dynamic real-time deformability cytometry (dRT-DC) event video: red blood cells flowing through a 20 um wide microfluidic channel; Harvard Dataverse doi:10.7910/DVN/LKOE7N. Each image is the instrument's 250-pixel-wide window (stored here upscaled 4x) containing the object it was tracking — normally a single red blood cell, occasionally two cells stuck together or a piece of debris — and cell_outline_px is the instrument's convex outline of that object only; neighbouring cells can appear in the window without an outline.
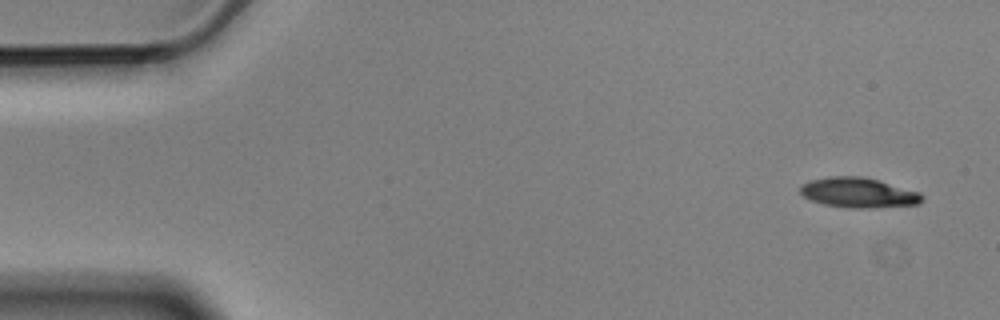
{"species": "Egyptian fruit bat (a non-hibernating species)", "species_latin": "Rousettus aegyptiacus", "temperature_condition": "cold", "stored_images_in_passage": 5, "camera_frame_rate_fps": 3000, "um_per_image_px": 0.085, "animal": {"sex": "male"}, "frame": {"image": 1, "passage_image": 1, "time_ms": 0.0, "image_size_px": [1000, 320], "cell_outline_px": [[924, 200], [920, 204], [860, 208], [856, 208], [824, 204], [812, 200], [804, 196], [800, 192], [800, 188], [804, 184], [812, 180], [832, 176], [860, 176], [876, 180], [920, 192], [924, 196]], "centroid_in_image_um": [73.01, 16.38], "position_along_channel_um": 12.0, "area_um2": 20.81}}